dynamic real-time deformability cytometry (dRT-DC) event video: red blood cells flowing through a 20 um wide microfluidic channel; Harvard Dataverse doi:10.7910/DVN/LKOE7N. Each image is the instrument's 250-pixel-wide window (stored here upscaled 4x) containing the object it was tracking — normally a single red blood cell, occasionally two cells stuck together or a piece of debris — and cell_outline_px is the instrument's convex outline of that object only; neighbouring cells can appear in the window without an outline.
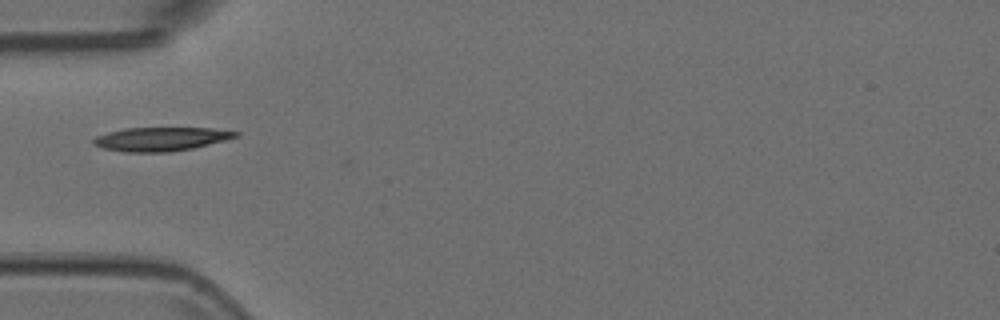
{"species": "Egyptian fruit bat (a non-hibernating species)", "species_latin": "Rousettus aegyptiacus", "temperature_condition": "room temperature", "stored_images_in_passage": 38, "camera_frame_rate_fps": 3000, "um_per_image_px": 0.085, "animal": {"sex": "female"}, "frame": {"image": 1, "passage_image": 2, "time_ms": 0.333, "image_size_px": [1000, 320], "cell_outline_px": [[240, 136], [192, 148], [168, 152], [124, 152], [104, 148], [92, 144], [92, 140], [96, 136], [108, 132], [124, 128], [212, 128], [240, 132]], "centroid_in_image_um": [13.66, 11.81], "position_along_channel_um": 71.3, "area_um2": 19.59}}
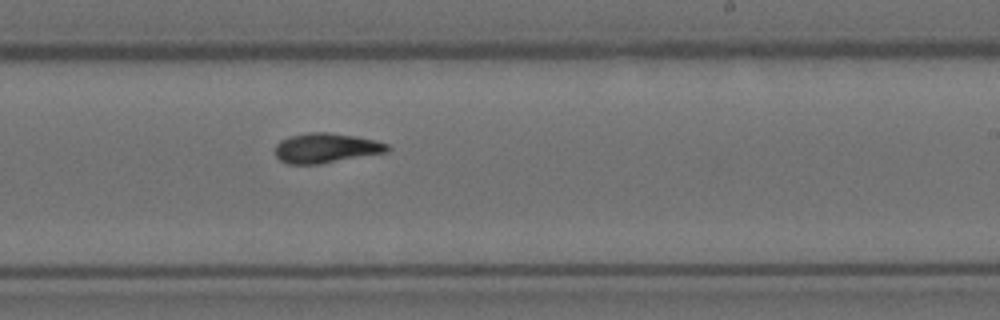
{"frame": {"image": 2, "passage_image": 17, "time_ms": 5.333, "image_size_px": [1000, 320], "cell_outline_px": [[392, 148], [388, 152], [320, 164], [288, 164], [280, 160], [276, 156], [276, 144], [280, 140], [288, 136], [308, 132], [328, 132], [356, 136], [376, 140], [388, 144]], "centroid_in_image_um": [27.73, 12.58], "position_along_channel_um": 261.3, "area_um2": 19.71}}
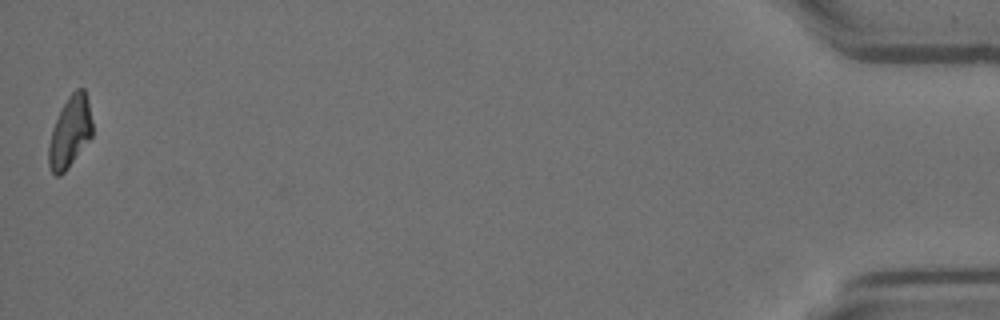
{"frame": {"image": 3, "passage_image": 38, "time_ms": 12.333, "image_size_px": [1000, 320], "cell_outline_px": [[92, 136], [68, 168], [60, 176], [56, 176], [52, 172], [48, 164], [48, 144], [52, 128], [68, 96], [76, 88], [84, 88], [88, 100], [92, 120]], "centroid_in_image_um": [5.94, 11.23], "position_along_channel_um": 429.3, "area_um2": 18.09}}